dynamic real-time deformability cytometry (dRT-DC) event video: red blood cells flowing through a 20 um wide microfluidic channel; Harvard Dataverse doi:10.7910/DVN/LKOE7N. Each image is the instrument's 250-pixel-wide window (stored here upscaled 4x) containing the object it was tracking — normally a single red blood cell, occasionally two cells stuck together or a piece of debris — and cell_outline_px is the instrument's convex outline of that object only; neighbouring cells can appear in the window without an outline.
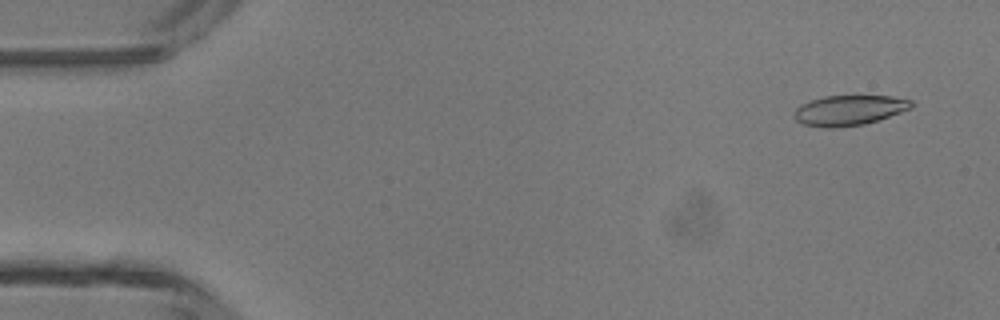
{"species": "common noctule bat (a hibernating species)", "species_latin": "Nyctalus noctula", "temperature_condition": "room temperature", "stored_images_in_passage": 47, "camera_frame_rate_fps": 3000, "um_per_image_px": 0.085, "animal": {"sex": "male", "body_mass_g": 13.3}, "frame": {"image": 1, "passage_image": 3, "time_ms": 0.667, "image_size_px": [1000, 320], "cell_outline_px": [[916, 104], [912, 108], [864, 124], [836, 128], [828, 128], [804, 124], [796, 120], [792, 116], [796, 108], [800, 104], [824, 96], [892, 96], [912, 100]], "centroid_in_image_um": [72.17, 9.37], "position_along_channel_um": 12.8, "area_um2": 20.58}}
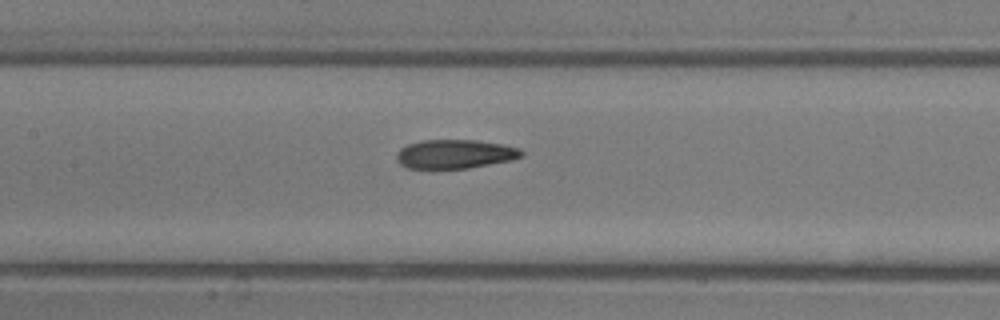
{"frame": {"image": 2, "passage_image": 22, "time_ms": 7.0, "image_size_px": [1000, 320], "cell_outline_px": [[524, 156], [512, 160], [468, 168], [408, 168], [400, 164], [396, 160], [396, 152], [400, 148], [408, 144], [424, 140], [476, 140], [504, 144], [520, 148], [524, 152]], "centroid_in_image_um": [38.7, 13.09], "position_along_channel_um": 168.7, "area_um2": 21.21}}
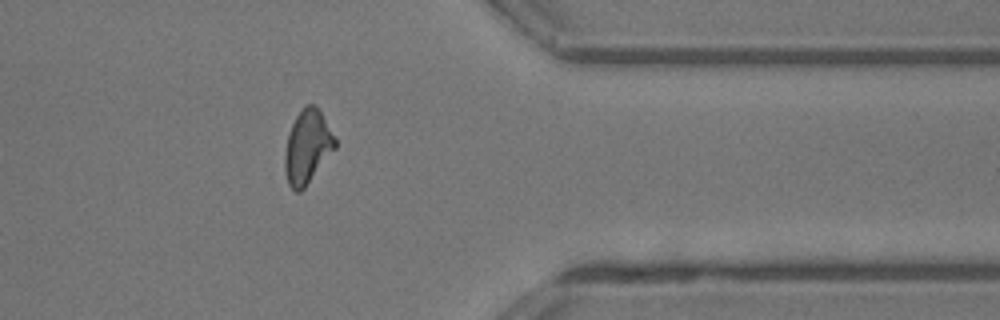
{"frame": {"image": 3, "passage_image": 38, "time_ms": 12.333, "image_size_px": [1000, 320], "cell_outline_px": [[336, 148], [304, 188], [300, 192], [296, 192], [288, 184], [284, 168], [284, 152], [288, 132], [296, 116], [308, 104], [316, 104], [336, 140]], "centroid_in_image_um": [26.11, 12.5], "position_along_channel_um": 385.3, "area_um2": 21.39}, "authors_computed_cell_mechanics": {"area_um2": 21.2704, "velocity_mm_per_s": 4.3663, "shape_relaxation_time_tau1_ms": 6.8123, "shape_relaxation_time_tau2_ms": 1.9071, "deformation_change_tau1": 0.2222, "deformation_change_tau2": 0.0901}}